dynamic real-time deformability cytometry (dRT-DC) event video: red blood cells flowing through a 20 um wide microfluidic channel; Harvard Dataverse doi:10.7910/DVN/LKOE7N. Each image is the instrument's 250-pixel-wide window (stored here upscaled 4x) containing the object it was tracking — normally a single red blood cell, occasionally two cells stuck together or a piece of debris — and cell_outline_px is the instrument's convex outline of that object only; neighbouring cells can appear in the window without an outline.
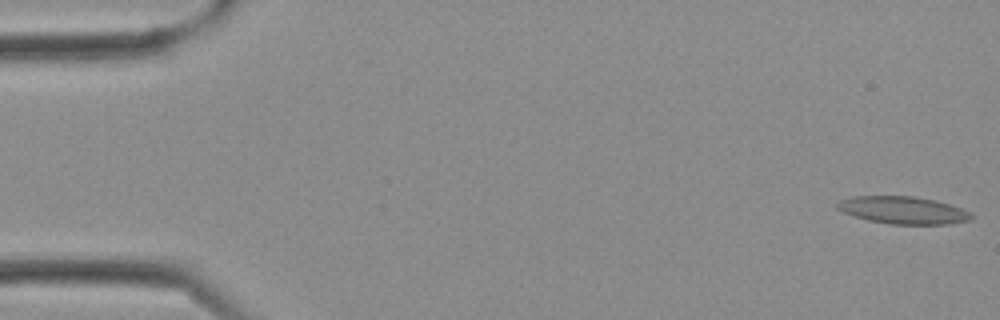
{"species": "Egyptian fruit bat (a non-hibernating species)", "species_latin": "Rousettus aegyptiacus", "temperature_condition": "cold", "stored_images_in_passage": 17, "camera_frame_rate_fps": 3000, "um_per_image_px": 0.085, "frame": {"image": 1, "passage_image": 1, "time_ms": 0.0, "image_size_px": [1000, 320], "cell_outline_px": [[976, 216], [972, 220], [948, 224], [888, 224], [868, 220], [844, 212], [836, 208], [836, 204], [840, 200], [852, 196], [912, 196], [936, 200], [960, 208]], "centroid_in_image_um": [76.77, 17.86], "position_along_channel_um": 8.2, "area_um2": 21.39}}
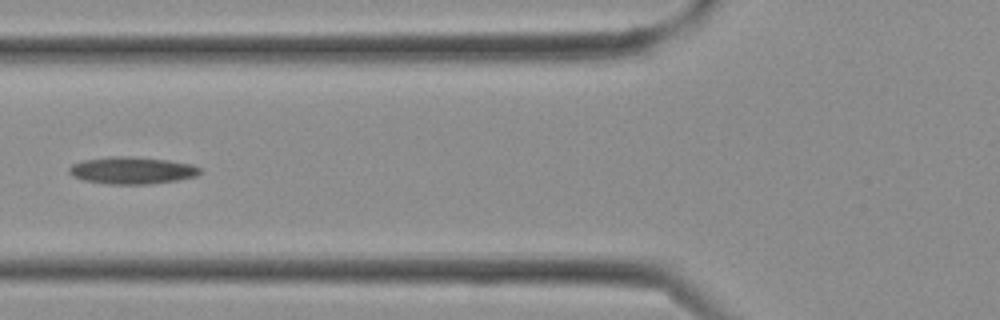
{"frame": {"image": 2, "passage_image": 12, "time_ms": 3.667, "image_size_px": [1000, 320], "cell_outline_px": [[204, 172], [196, 176], [176, 180], [148, 184], [108, 184], [84, 180], [72, 176], [68, 172], [68, 168], [72, 164], [84, 160], [108, 156], [132, 156], [168, 160], [192, 164], [200, 168]], "centroid_in_image_um": [11.22, 14.48], "position_along_channel_um": 114.6, "area_um2": 20.81}}
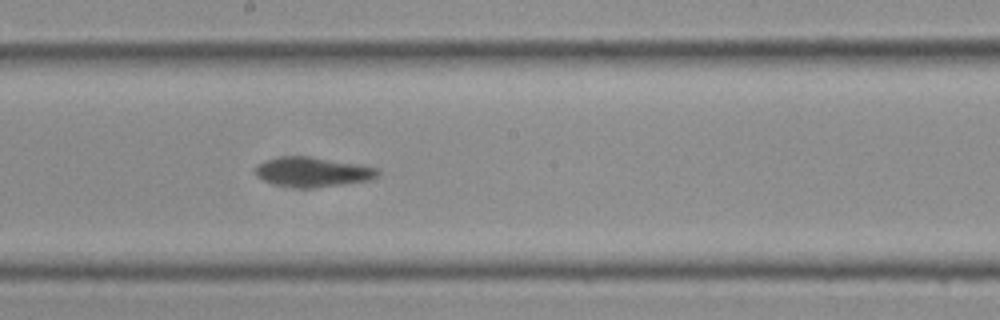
{"frame": {"image": 3, "passage_image": 17, "time_ms": 5.333, "image_size_px": [1000, 320], "cell_outline_px": [[380, 176], [368, 180], [344, 184], [308, 188], [304, 188], [272, 184], [256, 176], [252, 172], [252, 168], [256, 164], [264, 160], [284, 156], [308, 156], [364, 164], [380, 168]], "centroid_in_image_um": [26.57, 14.6], "position_along_channel_um": 221.6, "area_um2": 21.68}}